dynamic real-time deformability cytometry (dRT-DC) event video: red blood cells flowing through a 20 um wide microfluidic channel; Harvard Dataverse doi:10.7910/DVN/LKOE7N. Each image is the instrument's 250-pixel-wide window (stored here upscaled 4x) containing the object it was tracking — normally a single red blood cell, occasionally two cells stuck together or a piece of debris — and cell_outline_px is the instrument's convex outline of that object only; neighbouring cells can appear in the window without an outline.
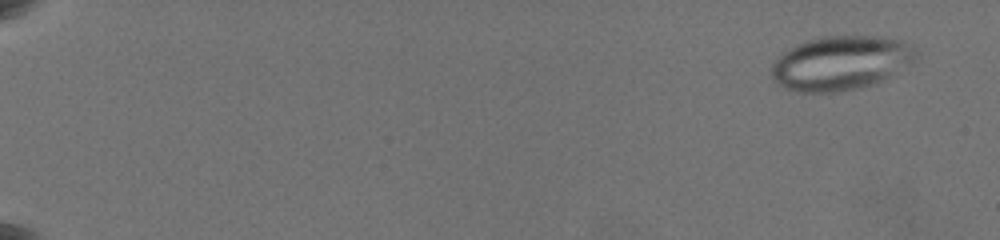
{"species": "common noctule bat (a hibernating species)", "species_latin": "Nyctalus noctula", "temperature_condition": "warm", "stored_images_in_passage": 50, "camera_frame_rate_fps": 3000, "um_per_image_px": 0.085, "animal": {"sex": "female", "body_mass_g": 19.5, "forearm_length_mm": 54.1}, "frame": {"image": 1, "passage_image": 1, "time_ms": 0.0, "image_size_px": [1000, 240], "cell_outline_px": [[912, 64], [880, 80], [856, 88], [836, 92], [800, 92], [784, 88], [776, 84], [772, 76], [772, 64], [784, 52], [808, 40], [824, 36], [868, 36], [900, 40], [904, 44], [912, 56]], "centroid_in_image_um": [71.35, 5.38], "position_along_channel_um": 13.7, "area_um2": 44.1}}
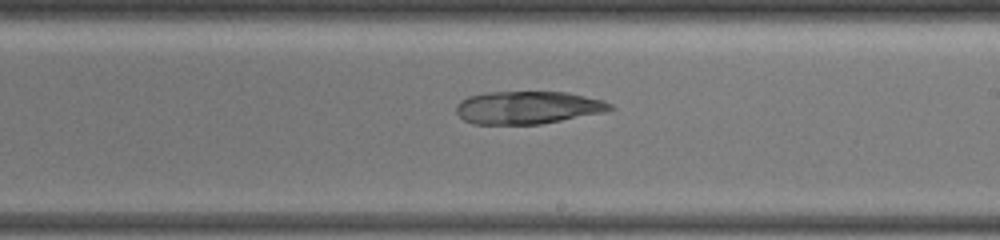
{"frame": {"image": 2, "passage_image": 39, "time_ms": 12.0, "image_size_px": [1000, 240], "cell_outline_px": [[612, 108], [600, 112], [540, 124], [472, 124], [464, 120], [456, 112], [456, 104], [460, 100], [468, 96], [484, 92], [568, 92], [604, 100], [612, 104]], "centroid_in_image_um": [44.78, 9.13], "position_along_channel_um": 244.2, "area_um2": 29.19}}
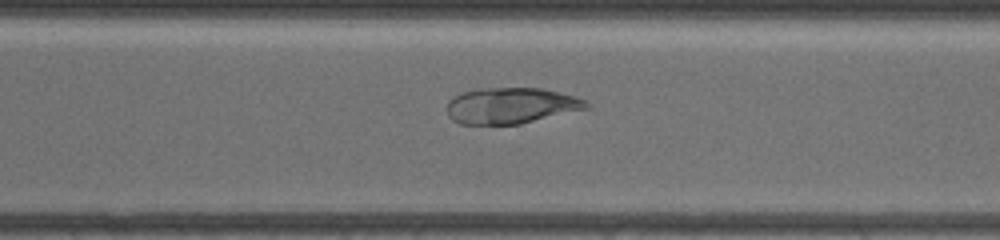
{"frame": {"image": 3, "passage_image": 50, "time_ms": 14.333, "image_size_px": [1000, 240], "cell_outline_px": [[588, 108], [520, 124], [460, 124], [452, 120], [448, 116], [448, 100], [464, 92], [480, 88], [544, 88], [572, 96], [584, 100], [588, 104]], "centroid_in_image_um": [43.4, 8.98], "position_along_channel_um": 327.2, "area_um2": 28.96}}